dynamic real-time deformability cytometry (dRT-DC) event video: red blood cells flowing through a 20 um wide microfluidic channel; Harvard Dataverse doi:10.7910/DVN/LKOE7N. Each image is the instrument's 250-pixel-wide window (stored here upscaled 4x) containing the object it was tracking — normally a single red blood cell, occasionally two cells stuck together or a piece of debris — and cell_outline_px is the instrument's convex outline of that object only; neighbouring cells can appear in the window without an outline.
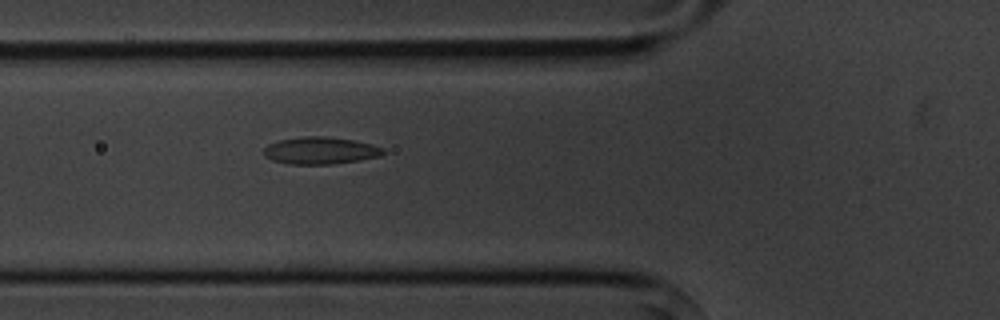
{"species": "common noctule bat (a hibernating species)", "species_latin": "Nyctalus noctula", "temperature_condition": "cold", "stored_images_in_passage": 5, "camera_frame_rate_fps": 3000, "um_per_image_px": 0.085, "animal": {"sex": "male", "body_mass_g": 20.1, "forearm_length_mm": 53.5}, "frame": {"image": 1, "passage_image": 5, "time_ms": 4.667, "image_size_px": [1000, 320], "cell_outline_px": [[384, 152], [380, 156], [360, 160], [332, 164], [288, 164], [272, 160], [264, 156], [264, 148], [268, 144], [280, 140], [304, 136], [324, 136], [352, 140], [372, 144], [384, 148]], "centroid_in_image_um": [27.22, 12.8], "position_along_channel_um": 98.6, "area_um2": 18.84}}